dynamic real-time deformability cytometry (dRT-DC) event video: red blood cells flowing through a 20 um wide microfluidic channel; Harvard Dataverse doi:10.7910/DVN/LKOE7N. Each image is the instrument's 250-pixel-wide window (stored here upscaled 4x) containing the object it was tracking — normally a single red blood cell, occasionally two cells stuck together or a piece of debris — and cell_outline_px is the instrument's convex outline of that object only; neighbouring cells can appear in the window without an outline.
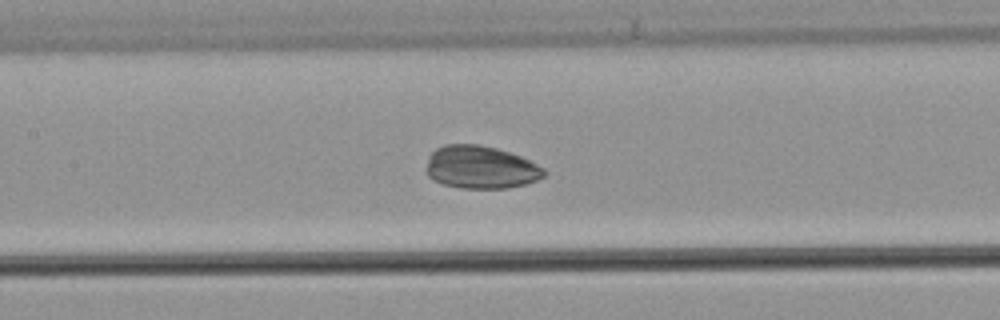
{"species": "common noctule bat (a hibernating species)", "species_latin": "Nyctalus noctula", "temperature_condition": "warm", "stored_images_in_passage": 43, "camera_frame_rate_fps": 3000, "um_per_image_px": 0.085, "animal": {"sex": "male", "body_mass_g": 21.5, "forearm_length_mm": 52.0}, "frame": {"image": 1, "passage_image": 19, "time_ms": 6.0, "image_size_px": [1000, 320], "cell_outline_px": [[548, 172], [544, 176], [536, 180], [524, 184], [508, 188], [460, 188], [444, 184], [432, 180], [428, 176], [424, 168], [428, 156], [436, 148], [444, 144], [480, 144], [496, 148], [520, 156], [544, 168]], "centroid_in_image_um": [40.81, 14.21], "position_along_channel_um": 166.6, "area_um2": 29.59}}
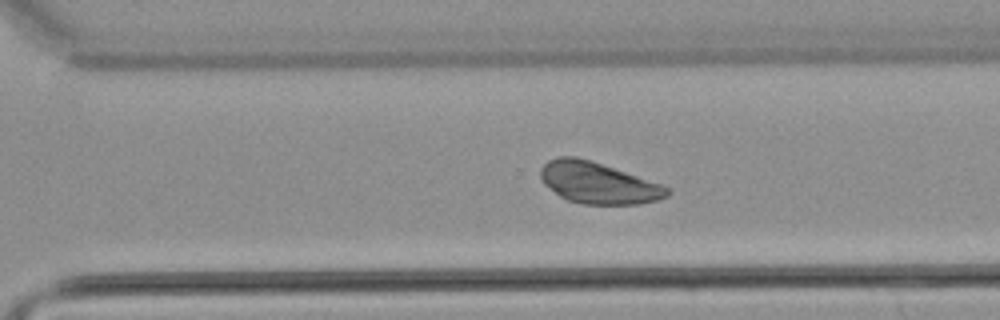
{"frame": {"image": 2, "passage_image": 31, "time_ms": 10.0, "image_size_px": [1000, 320], "cell_outline_px": [[672, 192], [668, 196], [660, 200], [640, 204], [584, 204], [568, 200], [560, 196], [544, 184], [540, 176], [540, 168], [548, 160], [556, 156], [576, 156], [664, 184]], "centroid_in_image_um": [50.87, 15.55], "position_along_channel_um": 319.7, "area_um2": 30.63}, "authors_computed_cell_mechanics": {"area_um2": 29.5936, "velocity_mm_per_s": 3.8373, "shape_relaxation_time_tau1_ms": null, "shape_relaxation_time_tau2_ms": 3.797, "deformation_change_tau1": null, "deformation_change_tau2": 0.0666}}